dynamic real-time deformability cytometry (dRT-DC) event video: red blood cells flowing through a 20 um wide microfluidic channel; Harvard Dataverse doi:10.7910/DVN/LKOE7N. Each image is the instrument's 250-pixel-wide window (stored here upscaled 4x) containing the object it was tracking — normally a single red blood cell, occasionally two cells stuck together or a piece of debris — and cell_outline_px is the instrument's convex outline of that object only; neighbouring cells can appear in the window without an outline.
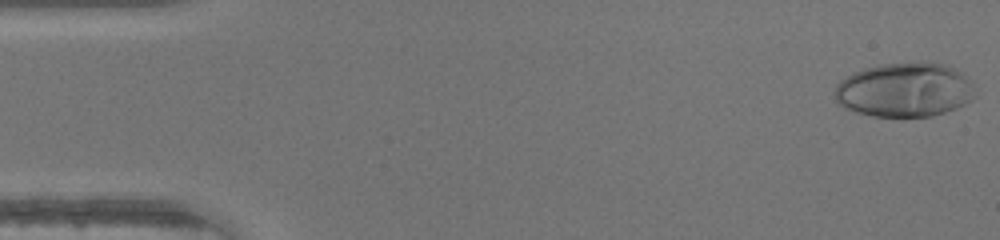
{"species": "human", "species_latin": "Homo sapiens", "temperature_condition": "warm", "stored_images_in_passage": 46, "camera_frame_rate_fps": 3000, "um_per_image_px": 0.085, "donor": {"sex": "male"}, "frame": {"image": 1, "passage_image": 1, "time_ms": 0.0, "image_size_px": [1000, 240], "cell_outline_px": [[976, 96], [972, 100], [956, 108], [932, 116], [904, 120], [872, 116], [856, 112], [844, 108], [836, 100], [832, 92], [836, 84], [840, 80], [864, 68], [880, 64], [916, 60], [924, 60], [948, 64], [964, 72], [972, 84]], "centroid_in_image_um": [76.91, 7.64], "position_along_channel_um": 8.1, "area_um2": 46.24}}
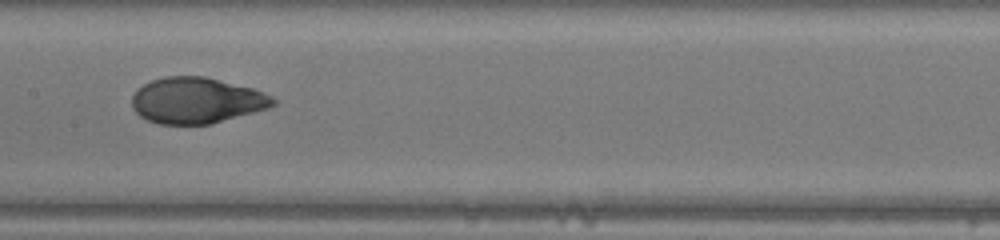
{"frame": {"image": 2, "passage_image": 23, "time_ms": 7.333, "image_size_px": [1000, 240], "cell_outline_px": [[276, 104], [268, 108], [212, 124], [156, 124], [140, 116], [132, 108], [132, 96], [144, 84], [152, 80], [164, 76], [204, 76], [252, 88], [264, 92], [272, 96], [276, 100]], "centroid_in_image_um": [16.72, 8.54], "position_along_channel_um": 190.7, "area_um2": 37.8}}
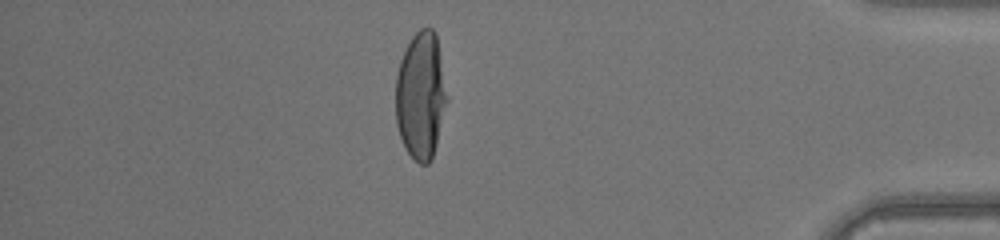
{"frame": {"image": 3, "passage_image": 40, "time_ms": 13.0, "image_size_px": [1000, 240], "cell_outline_px": [[448, 100], [432, 160], [428, 164], [420, 164], [408, 152], [400, 136], [396, 124], [396, 76], [400, 60], [412, 36], [420, 28], [432, 28], [436, 32]], "centroid_in_image_um": [35.77, 8.12], "position_along_channel_um": 399.4, "area_um2": 37.97}}